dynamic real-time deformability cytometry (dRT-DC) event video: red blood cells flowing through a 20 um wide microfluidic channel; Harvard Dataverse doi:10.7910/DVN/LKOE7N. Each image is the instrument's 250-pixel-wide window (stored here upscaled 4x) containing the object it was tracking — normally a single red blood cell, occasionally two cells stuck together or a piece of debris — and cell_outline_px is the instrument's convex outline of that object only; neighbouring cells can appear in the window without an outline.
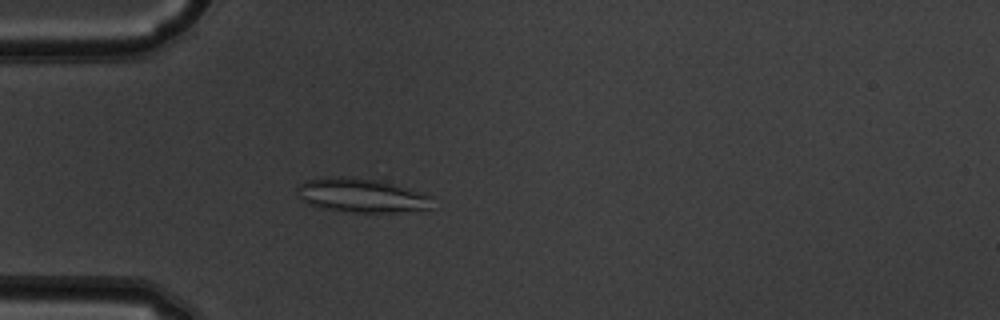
{"species": "common noctule bat (a hibernating species)", "species_latin": "Nyctalus noctula", "temperature_condition": "warm", "stored_images_in_passage": 41, "camera_frame_rate_fps": 3000, "um_per_image_px": 0.085, "animal": {"sex": "male", "body_mass_g": 19.5, "forearm_length_mm": 54.6}, "frame": {"image": 1, "passage_image": 5, "time_ms": 1.333, "image_size_px": [1000, 320], "cell_outline_px": [[432, 208], [400, 212], [352, 212], [324, 208], [308, 204], [300, 200], [296, 192], [296, 184], [304, 180], [320, 176], [352, 176], [376, 180], [392, 184], [432, 196]], "centroid_in_image_um": [30.62, 16.59], "position_along_channel_um": 54.4, "area_um2": 27.11}}
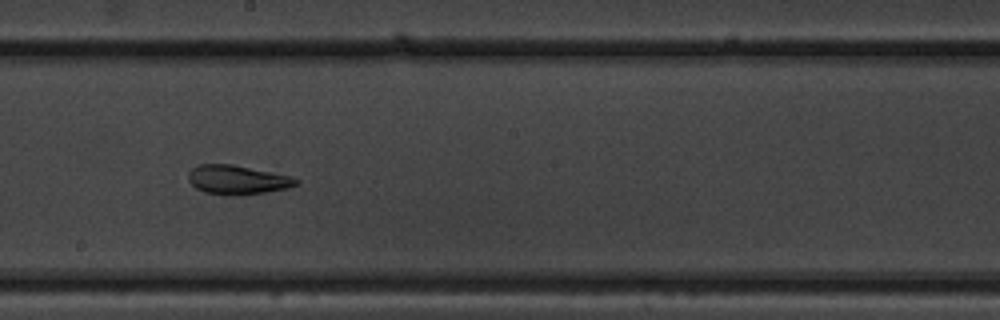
{"frame": {"image": 2, "passage_image": 19, "time_ms": 6.0, "image_size_px": [1000, 320], "cell_outline_px": [[300, 184], [288, 188], [264, 192], [204, 192], [196, 188], [188, 180], [188, 172], [196, 164], [232, 164], [288, 176], [300, 180]], "centroid_in_image_um": [20.15, 15.22], "position_along_channel_um": 228.0, "area_um2": 17.34}}
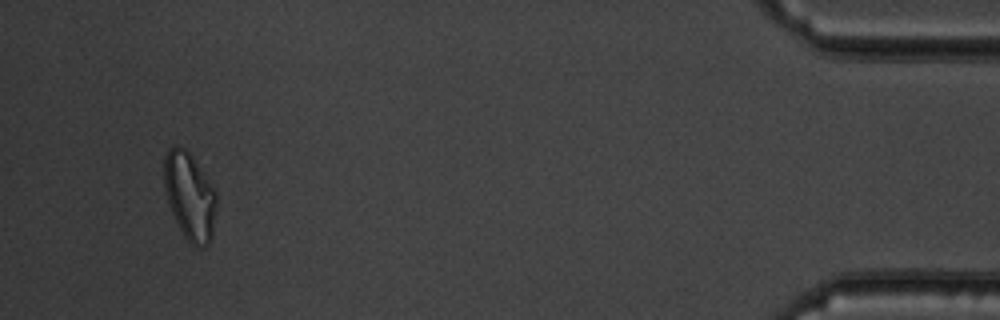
{"frame": {"image": 3, "passage_image": 39, "time_ms": 12.667, "image_size_px": [1000, 320], "cell_outline_px": [[216, 208], [212, 236], [208, 244], [196, 248], [184, 236], [168, 204], [164, 188], [164, 156], [168, 148], [176, 144], [184, 148], [192, 156], [216, 192]], "centroid_in_image_um": [16.11, 16.65], "position_along_channel_um": 419.1, "area_um2": 26.53}, "authors_computed_cell_mechanics": {"area_um2": 20.6346, "velocity_mm_per_s": 3.926, "shape_relaxation_time_tau1_ms": null, "shape_relaxation_time_tau2_ms": 2.4105, "deformation_change_tau1": null, "deformation_change_tau2": 0.1001}}